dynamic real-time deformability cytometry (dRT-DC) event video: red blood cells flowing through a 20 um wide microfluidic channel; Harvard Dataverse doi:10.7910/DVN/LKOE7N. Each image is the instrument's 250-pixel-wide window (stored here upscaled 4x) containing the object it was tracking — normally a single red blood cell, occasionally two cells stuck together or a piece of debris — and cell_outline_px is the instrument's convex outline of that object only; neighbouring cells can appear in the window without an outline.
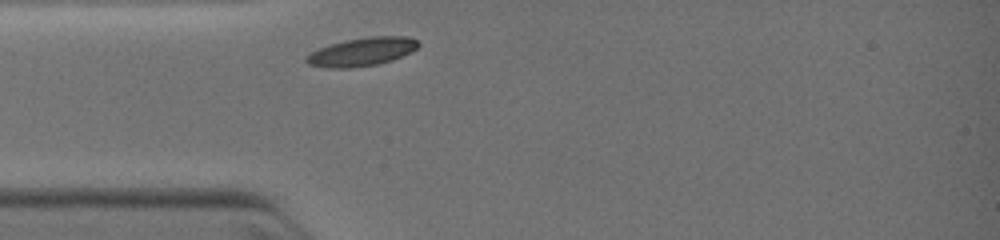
{"species": "common noctule bat (a hibernating species)", "species_latin": "Nyctalus noctula", "temperature_condition": "warm", "stored_images_in_passage": 4, "camera_frame_rate_fps": 3000, "um_per_image_px": 0.085, "animal": {"sex": "female", "body_mass_g": 19.0, "forearm_length_mm": 51.5}, "frame": {"image": 1, "passage_image": 1, "time_ms": 0.0, "image_size_px": [1000, 240], "cell_outline_px": [[420, 44], [416, 48], [392, 60], [380, 64], [352, 68], [324, 68], [308, 64], [304, 60], [304, 56], [320, 48], [332, 44], [348, 40], [372, 36], [408, 36], [416, 40]], "centroid_in_image_um": [30.73, 4.42], "position_along_channel_um": 54.3, "area_um2": 18.38}}
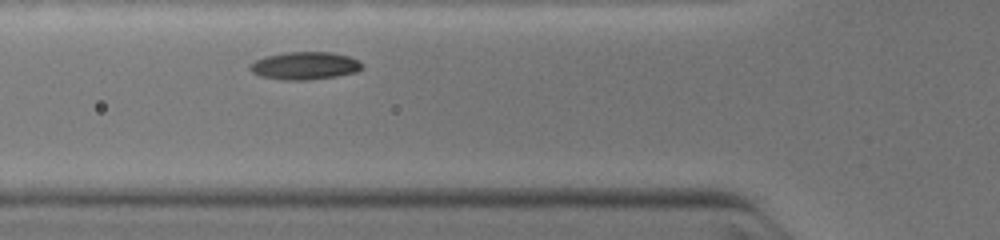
{"frame": {"image": 2, "passage_image": 4, "time_ms": 1.0, "image_size_px": [1000, 240], "cell_outline_px": [[364, 68], [356, 72], [336, 76], [308, 80], [280, 80], [260, 76], [252, 72], [248, 68], [248, 64], [264, 56], [288, 52], [332, 52], [348, 56], [360, 60]], "centroid_in_image_um": [25.9, 5.59], "position_along_channel_um": 99.9, "area_um2": 18.32}}